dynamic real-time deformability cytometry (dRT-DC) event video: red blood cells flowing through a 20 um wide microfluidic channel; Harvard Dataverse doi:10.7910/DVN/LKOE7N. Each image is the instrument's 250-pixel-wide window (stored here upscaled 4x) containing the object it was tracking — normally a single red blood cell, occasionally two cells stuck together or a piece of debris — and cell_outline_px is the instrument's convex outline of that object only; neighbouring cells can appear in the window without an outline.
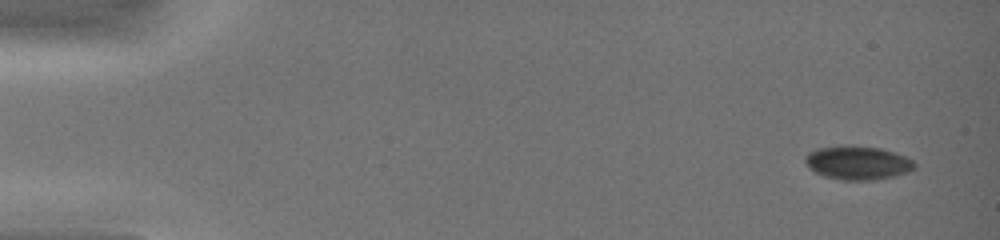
{"species": "common noctule bat (a hibernating species)", "species_latin": "Nyctalus noctula", "temperature_condition": "warm", "stored_images_in_passage": 12, "camera_frame_rate_fps": 3000, "um_per_image_px": 0.085, "animal": {"sex": "female", "body_mass_g": 19.0, "forearm_length_mm": 51.5}, "frame": {"image": 1, "passage_image": 1, "time_ms": 0.0, "image_size_px": [1000, 240], "cell_outline_px": [[916, 168], [908, 172], [892, 176], [872, 180], [844, 180], [824, 176], [808, 168], [804, 160], [804, 156], [808, 152], [816, 148], [880, 148], [904, 156], [912, 160], [916, 164]], "centroid_in_image_um": [72.89, 13.88], "position_along_channel_um": 12.1, "area_um2": 20.69}}
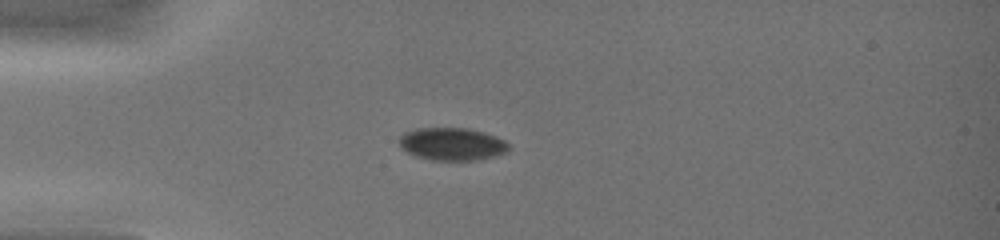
{"frame": {"image": 2, "passage_image": 7, "time_ms": 3.667, "image_size_px": [1000, 240], "cell_outline_px": [[508, 152], [496, 156], [480, 160], [432, 160], [416, 156], [400, 148], [396, 140], [404, 132], [416, 128], [468, 128], [484, 132], [496, 136], [504, 140], [508, 144]], "centroid_in_image_um": [38.4, 12.24], "position_along_channel_um": 46.6, "area_um2": 21.15}}
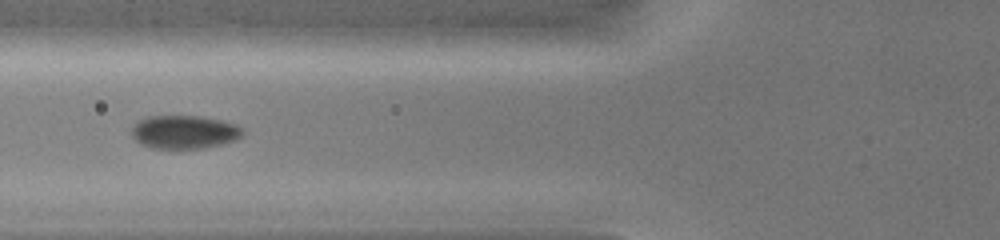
{"frame": {"image": 3, "passage_image": 10, "time_ms": 5.667, "image_size_px": [1000, 240], "cell_outline_px": [[244, 132], [236, 140], [224, 144], [204, 148], [152, 148], [140, 144], [132, 136], [132, 128], [136, 120], [148, 116], [200, 116], [220, 120], [236, 124], [244, 128]], "centroid_in_image_um": [15.67, 11.22], "position_along_channel_um": 110.1, "area_um2": 21.79}}